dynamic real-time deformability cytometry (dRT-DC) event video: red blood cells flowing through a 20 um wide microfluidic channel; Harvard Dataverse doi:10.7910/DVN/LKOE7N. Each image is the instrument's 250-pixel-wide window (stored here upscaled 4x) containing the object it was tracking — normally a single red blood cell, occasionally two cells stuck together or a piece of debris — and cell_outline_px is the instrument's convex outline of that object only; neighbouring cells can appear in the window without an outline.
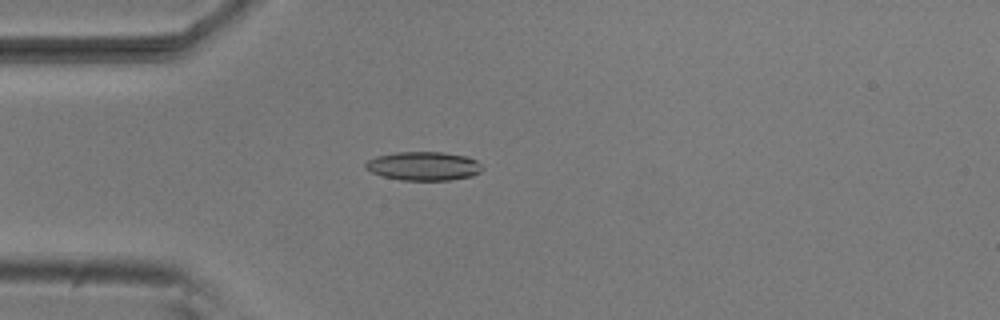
{"species": "common noctule bat (a hibernating species)", "species_latin": "Nyctalus noctula", "temperature_condition": "room temperature", "stored_images_in_passage": 52, "camera_frame_rate_fps": 3000, "um_per_image_px": 0.085, "animal": {"sex": "male", "body_mass_g": 20.5, "forearm_length_mm": 52.5}, "frame": {"image": 1, "passage_image": 14, "time_ms": 4.333, "image_size_px": [1000, 320], "cell_outline_px": [[484, 168], [480, 172], [472, 176], [448, 180], [400, 180], [384, 176], [372, 172], [364, 168], [364, 164], [368, 160], [376, 156], [396, 152], [444, 152], [464, 156], [476, 160]], "centroid_in_image_um": [36.0, 14.11], "position_along_channel_um": 49.0, "area_um2": 19.54}}
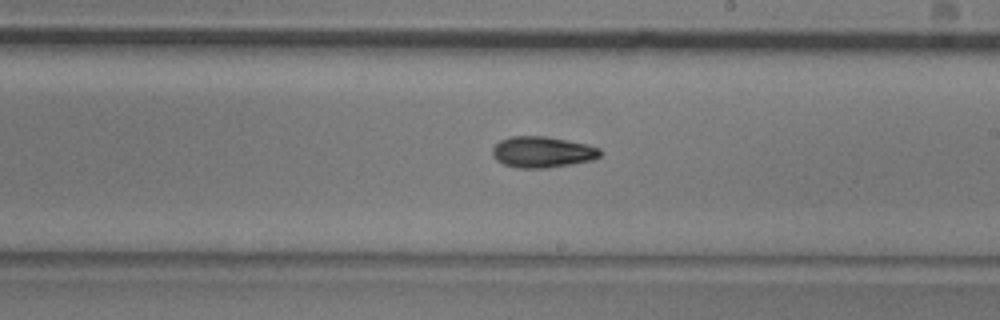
{"frame": {"image": 2, "passage_image": 30, "time_ms": 9.667, "image_size_px": [1000, 320], "cell_outline_px": [[600, 156], [592, 160], [572, 164], [548, 168], [520, 168], [504, 164], [496, 160], [492, 156], [492, 148], [500, 140], [512, 136], [544, 136], [588, 144], [600, 148]], "centroid_in_image_um": [46.09, 12.92], "position_along_channel_um": 242.9, "area_um2": 19.54}}
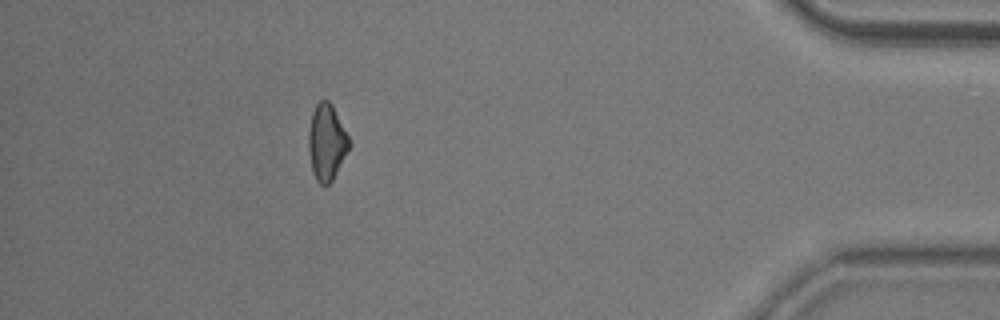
{"frame": {"image": 3, "passage_image": 47, "time_ms": 15.333, "image_size_px": [1000, 320], "cell_outline_px": [[348, 148], [332, 180], [328, 184], [320, 184], [316, 180], [312, 172], [308, 148], [308, 132], [312, 112], [316, 104], [320, 100], [328, 100], [332, 104], [348, 136]], "centroid_in_image_um": [27.72, 12.07], "position_along_channel_um": 407.5, "area_um2": 17.63}, "authors_computed_cell_mechanics": {"area_um2": 18.7272, "velocity_mm_per_s": 3.8277, "shape_relaxation_time_tau1_ms": null, "shape_relaxation_time_tau2_ms": 7.074, "deformation_change_tau1": null, "deformation_change_tau2": 0.1515}}